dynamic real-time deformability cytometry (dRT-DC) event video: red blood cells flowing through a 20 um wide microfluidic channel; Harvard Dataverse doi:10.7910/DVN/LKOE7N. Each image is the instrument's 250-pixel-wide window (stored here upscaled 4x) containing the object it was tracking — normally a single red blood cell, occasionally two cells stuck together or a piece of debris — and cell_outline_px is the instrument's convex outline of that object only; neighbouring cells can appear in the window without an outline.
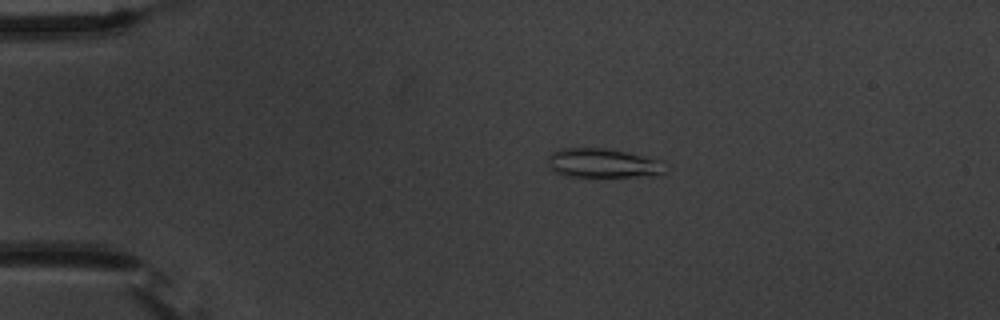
{"species": "common noctule bat (a hibernating species)", "species_latin": "Nyctalus noctula", "temperature_condition": "warm", "stored_images_in_passage": 45, "camera_frame_rate_fps": 3000, "um_per_image_px": 0.085, "animal": {"sex": "male", "body_mass_g": 20.1, "forearm_length_mm": 53.5}, "frame": {"image": 1, "passage_image": 1, "time_ms": 0.0, "image_size_px": [1000, 320], "cell_outline_px": [[664, 172], [656, 176], [564, 176], [548, 168], [548, 156], [552, 152], [560, 148], [604, 148], [664, 160]], "centroid_in_image_um": [51.23, 13.87], "position_along_channel_um": 33.8, "area_um2": 20.0}}
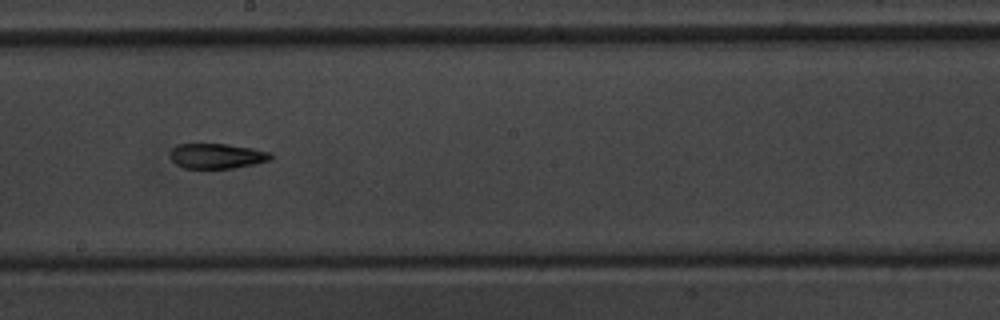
{"frame": {"image": 2, "passage_image": 21, "time_ms": 6.667, "image_size_px": [1000, 320], "cell_outline_px": [[272, 160], [256, 164], [232, 168], [184, 168], [176, 164], [172, 160], [172, 148], [176, 144], [228, 144], [252, 148], [272, 152]], "centroid_in_image_um": [18.49, 13.26], "position_along_channel_um": 229.7, "area_um2": 14.74}}
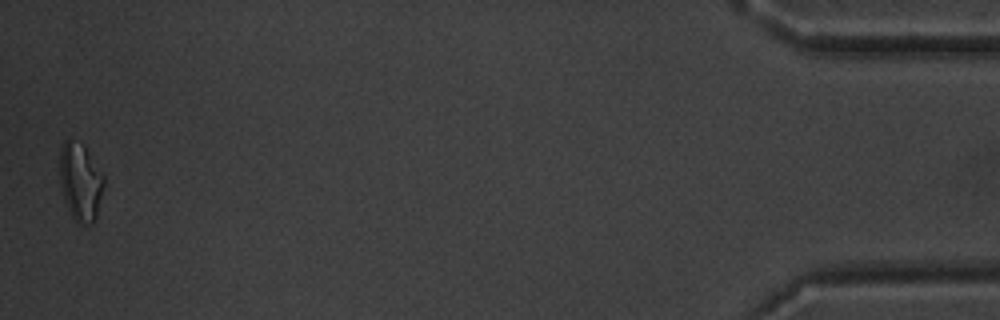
{"frame": {"image": 3, "passage_image": 44, "time_ms": 14.333, "image_size_px": [1000, 320], "cell_outline_px": [[104, 184], [96, 216], [92, 224], [80, 224], [72, 216], [64, 200], [60, 184], [60, 148], [64, 140], [68, 140], [84, 144], [104, 176]], "centroid_in_image_um": [6.83, 15.44], "position_along_channel_um": 428.4, "area_um2": 19.88}, "authors_computed_cell_mechanics": {"area_um2": 15.9528, "velocity_mm_per_s": 3.7058, "shape_relaxation_time_tau1_ms": null, "shape_relaxation_time_tau2_ms": 7.3493, "deformation_change_tau1": null, "deformation_change_tau2": 0.1981}}